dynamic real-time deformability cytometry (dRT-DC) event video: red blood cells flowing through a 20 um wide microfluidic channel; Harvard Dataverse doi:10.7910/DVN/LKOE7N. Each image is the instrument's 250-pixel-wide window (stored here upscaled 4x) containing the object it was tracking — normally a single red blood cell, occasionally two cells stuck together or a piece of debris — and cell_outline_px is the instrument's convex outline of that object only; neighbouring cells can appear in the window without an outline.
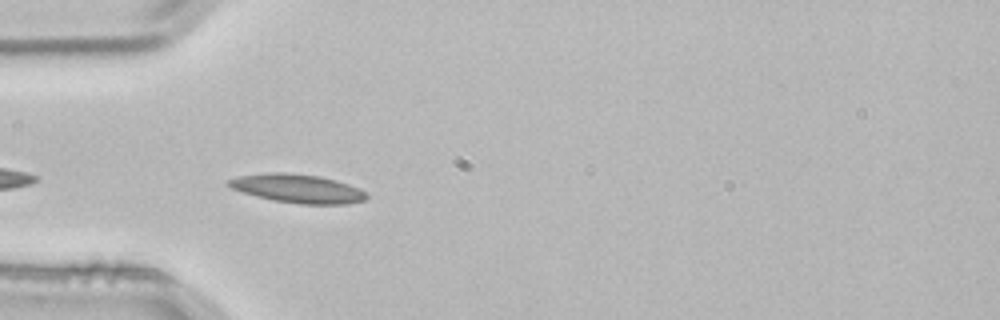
{"species": "common noctule bat (a hibernating species)", "species_latin": "Nyctalus noctula", "temperature_condition": "room temperature", "stored_images_in_passage": 5, "camera_frame_rate_fps": 3000, "um_per_image_px": 0.085, "animal": {"sex": "male", "body_mass_g": 21.5, "forearm_length_mm": 52.0}, "frame": {"image": 1, "passage_image": 4, "time_ms": 1.0, "image_size_px": [1000, 320], "cell_outline_px": [[368, 196], [364, 200], [348, 204], [300, 204], [272, 200], [256, 196], [232, 188], [224, 184], [228, 180], [240, 176], [272, 172], [284, 172], [320, 176], [336, 180], [360, 188]], "centroid_in_image_um": [25.3, 16.03], "position_along_channel_um": 59.7, "area_um2": 22.95}}